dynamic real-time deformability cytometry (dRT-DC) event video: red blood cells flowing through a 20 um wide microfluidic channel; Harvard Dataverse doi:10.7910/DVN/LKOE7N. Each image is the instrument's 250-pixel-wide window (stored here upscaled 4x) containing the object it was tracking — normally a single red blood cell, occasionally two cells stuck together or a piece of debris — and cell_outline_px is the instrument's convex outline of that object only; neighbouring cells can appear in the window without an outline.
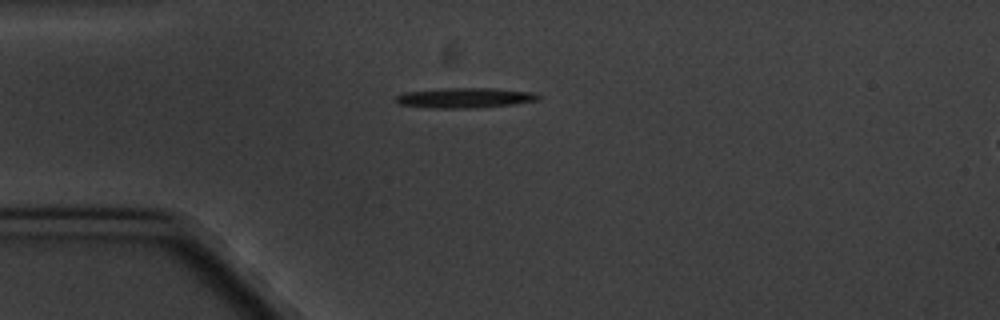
{"species": "common noctule bat (a hibernating species)", "species_latin": "Nyctalus noctula", "temperature_condition": "cold", "stored_images_in_passage": 2, "camera_frame_rate_fps": 3000, "um_per_image_px": 0.085, "animal": {"sex": "male", "body_mass_g": 20.1, "forearm_length_mm": 53.5}, "frame": {"image": 1, "passage_image": 1, "time_ms": 0.0, "image_size_px": [1000, 320], "cell_outline_px": [[544, 96], [540, 100], [512, 104], [476, 108], [428, 108], [400, 104], [396, 100], [396, 96], [404, 92], [440, 88], [496, 88], [536, 92]], "centroid_in_image_um": [39.59, 8.31], "position_along_channel_um": 45.4, "area_um2": 16.99}}